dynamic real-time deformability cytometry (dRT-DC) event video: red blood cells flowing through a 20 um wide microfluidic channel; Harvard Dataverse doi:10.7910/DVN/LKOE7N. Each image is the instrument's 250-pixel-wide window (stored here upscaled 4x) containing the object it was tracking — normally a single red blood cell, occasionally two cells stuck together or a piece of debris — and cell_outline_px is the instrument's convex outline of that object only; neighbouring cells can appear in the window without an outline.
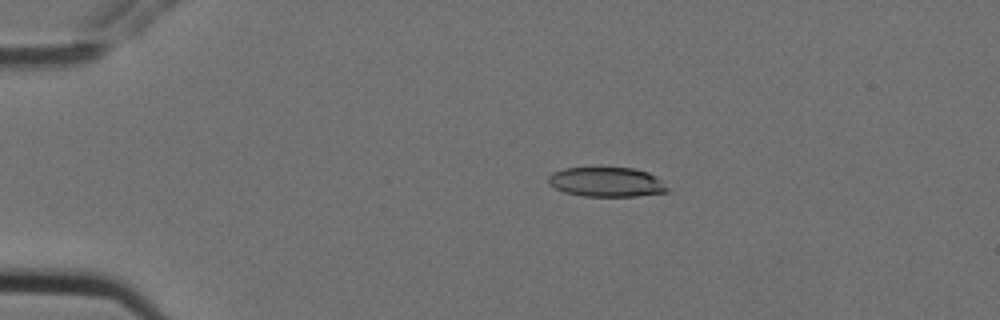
{"species": "Egyptian fruit bat (a non-hibernating species)", "species_latin": "Rousettus aegyptiacus", "temperature_condition": "cold", "stored_images_in_passage": 2, "camera_frame_rate_fps": 3000, "um_per_image_px": 0.085, "animal": {"sex": "female"}, "frame": {"image": 1, "passage_image": 1, "time_ms": 0.0, "image_size_px": [1000, 320], "cell_outline_px": [[668, 192], [636, 196], [584, 196], [564, 192], [548, 184], [548, 176], [552, 172], [564, 168], [632, 168], [648, 172], [656, 176], [668, 188]], "centroid_in_image_um": [51.54, 15.47], "position_along_channel_um": 33.5, "area_um2": 20.46}}